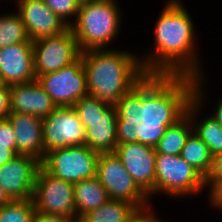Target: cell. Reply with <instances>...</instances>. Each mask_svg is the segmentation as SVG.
Listing matches in <instances>:
<instances>
[{"instance_id": "14", "label": "cell", "mask_w": 222, "mask_h": 222, "mask_svg": "<svg viewBox=\"0 0 222 222\" xmlns=\"http://www.w3.org/2000/svg\"><path fill=\"white\" fill-rule=\"evenodd\" d=\"M36 80L32 42L0 48V83L5 85Z\"/></svg>"}, {"instance_id": "18", "label": "cell", "mask_w": 222, "mask_h": 222, "mask_svg": "<svg viewBox=\"0 0 222 222\" xmlns=\"http://www.w3.org/2000/svg\"><path fill=\"white\" fill-rule=\"evenodd\" d=\"M84 126L86 145L98 153H114L117 148V112L110 105L105 112L94 119H80Z\"/></svg>"}, {"instance_id": "20", "label": "cell", "mask_w": 222, "mask_h": 222, "mask_svg": "<svg viewBox=\"0 0 222 222\" xmlns=\"http://www.w3.org/2000/svg\"><path fill=\"white\" fill-rule=\"evenodd\" d=\"M73 188L78 219L89 211L104 205L110 199L96 176L73 183Z\"/></svg>"}, {"instance_id": "16", "label": "cell", "mask_w": 222, "mask_h": 222, "mask_svg": "<svg viewBox=\"0 0 222 222\" xmlns=\"http://www.w3.org/2000/svg\"><path fill=\"white\" fill-rule=\"evenodd\" d=\"M7 118L15 131L16 154L31 156L42 163L46 156L43 147V118L24 113H10Z\"/></svg>"}, {"instance_id": "28", "label": "cell", "mask_w": 222, "mask_h": 222, "mask_svg": "<svg viewBox=\"0 0 222 222\" xmlns=\"http://www.w3.org/2000/svg\"><path fill=\"white\" fill-rule=\"evenodd\" d=\"M0 144L8 145V149L16 153L15 131L8 118L0 119Z\"/></svg>"}, {"instance_id": "9", "label": "cell", "mask_w": 222, "mask_h": 222, "mask_svg": "<svg viewBox=\"0 0 222 222\" xmlns=\"http://www.w3.org/2000/svg\"><path fill=\"white\" fill-rule=\"evenodd\" d=\"M32 200L38 212L78 217L73 183L52 176L42 166L37 172Z\"/></svg>"}, {"instance_id": "3", "label": "cell", "mask_w": 222, "mask_h": 222, "mask_svg": "<svg viewBox=\"0 0 222 222\" xmlns=\"http://www.w3.org/2000/svg\"><path fill=\"white\" fill-rule=\"evenodd\" d=\"M90 96L115 105L148 74L140 57L128 51L94 49L81 52Z\"/></svg>"}, {"instance_id": "31", "label": "cell", "mask_w": 222, "mask_h": 222, "mask_svg": "<svg viewBox=\"0 0 222 222\" xmlns=\"http://www.w3.org/2000/svg\"><path fill=\"white\" fill-rule=\"evenodd\" d=\"M33 222H79L78 217H69L65 215H53L36 211Z\"/></svg>"}, {"instance_id": "32", "label": "cell", "mask_w": 222, "mask_h": 222, "mask_svg": "<svg viewBox=\"0 0 222 222\" xmlns=\"http://www.w3.org/2000/svg\"><path fill=\"white\" fill-rule=\"evenodd\" d=\"M11 113L9 86L0 83V119Z\"/></svg>"}, {"instance_id": "35", "label": "cell", "mask_w": 222, "mask_h": 222, "mask_svg": "<svg viewBox=\"0 0 222 222\" xmlns=\"http://www.w3.org/2000/svg\"><path fill=\"white\" fill-rule=\"evenodd\" d=\"M217 107H215L214 114H211L210 116L222 127V98L219 99L218 103L216 104Z\"/></svg>"}, {"instance_id": "30", "label": "cell", "mask_w": 222, "mask_h": 222, "mask_svg": "<svg viewBox=\"0 0 222 222\" xmlns=\"http://www.w3.org/2000/svg\"><path fill=\"white\" fill-rule=\"evenodd\" d=\"M151 205H146L141 208H137L133 214L129 222H164L158 217H155V214L151 212ZM149 207V208H148Z\"/></svg>"}, {"instance_id": "36", "label": "cell", "mask_w": 222, "mask_h": 222, "mask_svg": "<svg viewBox=\"0 0 222 222\" xmlns=\"http://www.w3.org/2000/svg\"><path fill=\"white\" fill-rule=\"evenodd\" d=\"M12 199L8 196L5 190L0 186V207H3L5 204L10 203Z\"/></svg>"}, {"instance_id": "23", "label": "cell", "mask_w": 222, "mask_h": 222, "mask_svg": "<svg viewBox=\"0 0 222 222\" xmlns=\"http://www.w3.org/2000/svg\"><path fill=\"white\" fill-rule=\"evenodd\" d=\"M180 157L205 179L210 174L213 165V156L208 146L194 132L187 138Z\"/></svg>"}, {"instance_id": "25", "label": "cell", "mask_w": 222, "mask_h": 222, "mask_svg": "<svg viewBox=\"0 0 222 222\" xmlns=\"http://www.w3.org/2000/svg\"><path fill=\"white\" fill-rule=\"evenodd\" d=\"M35 212L32 199L12 200L0 207V222H33Z\"/></svg>"}, {"instance_id": "21", "label": "cell", "mask_w": 222, "mask_h": 222, "mask_svg": "<svg viewBox=\"0 0 222 222\" xmlns=\"http://www.w3.org/2000/svg\"><path fill=\"white\" fill-rule=\"evenodd\" d=\"M192 132V120L186 113L175 124L167 128L161 140L154 147L156 154L180 155L187 138Z\"/></svg>"}, {"instance_id": "17", "label": "cell", "mask_w": 222, "mask_h": 222, "mask_svg": "<svg viewBox=\"0 0 222 222\" xmlns=\"http://www.w3.org/2000/svg\"><path fill=\"white\" fill-rule=\"evenodd\" d=\"M11 113L45 118L57 107L36 80L9 86Z\"/></svg>"}, {"instance_id": "13", "label": "cell", "mask_w": 222, "mask_h": 222, "mask_svg": "<svg viewBox=\"0 0 222 222\" xmlns=\"http://www.w3.org/2000/svg\"><path fill=\"white\" fill-rule=\"evenodd\" d=\"M41 162L31 156L17 155L0 167V186L12 200L33 198Z\"/></svg>"}, {"instance_id": "24", "label": "cell", "mask_w": 222, "mask_h": 222, "mask_svg": "<svg viewBox=\"0 0 222 222\" xmlns=\"http://www.w3.org/2000/svg\"><path fill=\"white\" fill-rule=\"evenodd\" d=\"M32 42L18 12L0 15V48L12 44Z\"/></svg>"}, {"instance_id": "15", "label": "cell", "mask_w": 222, "mask_h": 222, "mask_svg": "<svg viewBox=\"0 0 222 222\" xmlns=\"http://www.w3.org/2000/svg\"><path fill=\"white\" fill-rule=\"evenodd\" d=\"M17 6L31 41L59 35L69 28L43 0H20Z\"/></svg>"}, {"instance_id": "10", "label": "cell", "mask_w": 222, "mask_h": 222, "mask_svg": "<svg viewBox=\"0 0 222 222\" xmlns=\"http://www.w3.org/2000/svg\"><path fill=\"white\" fill-rule=\"evenodd\" d=\"M32 44L36 77L72 64L81 54L70 28L59 35L32 41Z\"/></svg>"}, {"instance_id": "27", "label": "cell", "mask_w": 222, "mask_h": 222, "mask_svg": "<svg viewBox=\"0 0 222 222\" xmlns=\"http://www.w3.org/2000/svg\"><path fill=\"white\" fill-rule=\"evenodd\" d=\"M47 7L52 10L68 26L72 24L70 18L77 16L80 9V0H43Z\"/></svg>"}, {"instance_id": "4", "label": "cell", "mask_w": 222, "mask_h": 222, "mask_svg": "<svg viewBox=\"0 0 222 222\" xmlns=\"http://www.w3.org/2000/svg\"><path fill=\"white\" fill-rule=\"evenodd\" d=\"M120 7L115 0L82 1L69 26L81 52L107 49L120 30Z\"/></svg>"}, {"instance_id": "1", "label": "cell", "mask_w": 222, "mask_h": 222, "mask_svg": "<svg viewBox=\"0 0 222 222\" xmlns=\"http://www.w3.org/2000/svg\"><path fill=\"white\" fill-rule=\"evenodd\" d=\"M194 76L148 74L114 106L118 144L155 147L194 99Z\"/></svg>"}, {"instance_id": "11", "label": "cell", "mask_w": 222, "mask_h": 222, "mask_svg": "<svg viewBox=\"0 0 222 222\" xmlns=\"http://www.w3.org/2000/svg\"><path fill=\"white\" fill-rule=\"evenodd\" d=\"M86 130L73 106L56 107L43 118L44 152L70 146L86 145Z\"/></svg>"}, {"instance_id": "19", "label": "cell", "mask_w": 222, "mask_h": 222, "mask_svg": "<svg viewBox=\"0 0 222 222\" xmlns=\"http://www.w3.org/2000/svg\"><path fill=\"white\" fill-rule=\"evenodd\" d=\"M202 80L203 77L195 79L194 99L189 103L186 113L191 117L193 132L208 146L211 155L214 157L222 153V127L211 116L204 117L201 121L196 122L199 108L202 107L204 102Z\"/></svg>"}, {"instance_id": "6", "label": "cell", "mask_w": 222, "mask_h": 222, "mask_svg": "<svg viewBox=\"0 0 222 222\" xmlns=\"http://www.w3.org/2000/svg\"><path fill=\"white\" fill-rule=\"evenodd\" d=\"M99 155L87 145L59 148L46 153L41 166L58 179L76 183L96 176Z\"/></svg>"}, {"instance_id": "29", "label": "cell", "mask_w": 222, "mask_h": 222, "mask_svg": "<svg viewBox=\"0 0 222 222\" xmlns=\"http://www.w3.org/2000/svg\"><path fill=\"white\" fill-rule=\"evenodd\" d=\"M206 186L210 187V198L213 207L222 210V180H205Z\"/></svg>"}, {"instance_id": "12", "label": "cell", "mask_w": 222, "mask_h": 222, "mask_svg": "<svg viewBox=\"0 0 222 222\" xmlns=\"http://www.w3.org/2000/svg\"><path fill=\"white\" fill-rule=\"evenodd\" d=\"M114 153L137 186L150 198L155 194V148L138 142L117 144Z\"/></svg>"}, {"instance_id": "34", "label": "cell", "mask_w": 222, "mask_h": 222, "mask_svg": "<svg viewBox=\"0 0 222 222\" xmlns=\"http://www.w3.org/2000/svg\"><path fill=\"white\" fill-rule=\"evenodd\" d=\"M15 156H17V154L13 150L8 149V145L0 144V167L12 160Z\"/></svg>"}, {"instance_id": "2", "label": "cell", "mask_w": 222, "mask_h": 222, "mask_svg": "<svg viewBox=\"0 0 222 222\" xmlns=\"http://www.w3.org/2000/svg\"><path fill=\"white\" fill-rule=\"evenodd\" d=\"M194 28L182 2L169 0L156 21L155 50L147 57H140L145 72L201 78L203 73L195 52Z\"/></svg>"}, {"instance_id": "7", "label": "cell", "mask_w": 222, "mask_h": 222, "mask_svg": "<svg viewBox=\"0 0 222 222\" xmlns=\"http://www.w3.org/2000/svg\"><path fill=\"white\" fill-rule=\"evenodd\" d=\"M96 177L110 199L124 200L137 208L149 205V197L137 186L115 153H100Z\"/></svg>"}, {"instance_id": "33", "label": "cell", "mask_w": 222, "mask_h": 222, "mask_svg": "<svg viewBox=\"0 0 222 222\" xmlns=\"http://www.w3.org/2000/svg\"><path fill=\"white\" fill-rule=\"evenodd\" d=\"M205 180H222V153L213 157L212 169Z\"/></svg>"}, {"instance_id": "26", "label": "cell", "mask_w": 222, "mask_h": 222, "mask_svg": "<svg viewBox=\"0 0 222 222\" xmlns=\"http://www.w3.org/2000/svg\"><path fill=\"white\" fill-rule=\"evenodd\" d=\"M111 104L87 95L79 99L73 107L80 119H94L101 116Z\"/></svg>"}, {"instance_id": "22", "label": "cell", "mask_w": 222, "mask_h": 222, "mask_svg": "<svg viewBox=\"0 0 222 222\" xmlns=\"http://www.w3.org/2000/svg\"><path fill=\"white\" fill-rule=\"evenodd\" d=\"M136 209L127 201L109 199L104 205L84 214L79 222H129Z\"/></svg>"}, {"instance_id": "5", "label": "cell", "mask_w": 222, "mask_h": 222, "mask_svg": "<svg viewBox=\"0 0 222 222\" xmlns=\"http://www.w3.org/2000/svg\"><path fill=\"white\" fill-rule=\"evenodd\" d=\"M205 187V178L180 155L156 154L155 193L163 192L174 198L195 196Z\"/></svg>"}, {"instance_id": "8", "label": "cell", "mask_w": 222, "mask_h": 222, "mask_svg": "<svg viewBox=\"0 0 222 222\" xmlns=\"http://www.w3.org/2000/svg\"><path fill=\"white\" fill-rule=\"evenodd\" d=\"M36 81L57 107L73 106L89 95L81 56L58 71L37 76Z\"/></svg>"}]
</instances>
